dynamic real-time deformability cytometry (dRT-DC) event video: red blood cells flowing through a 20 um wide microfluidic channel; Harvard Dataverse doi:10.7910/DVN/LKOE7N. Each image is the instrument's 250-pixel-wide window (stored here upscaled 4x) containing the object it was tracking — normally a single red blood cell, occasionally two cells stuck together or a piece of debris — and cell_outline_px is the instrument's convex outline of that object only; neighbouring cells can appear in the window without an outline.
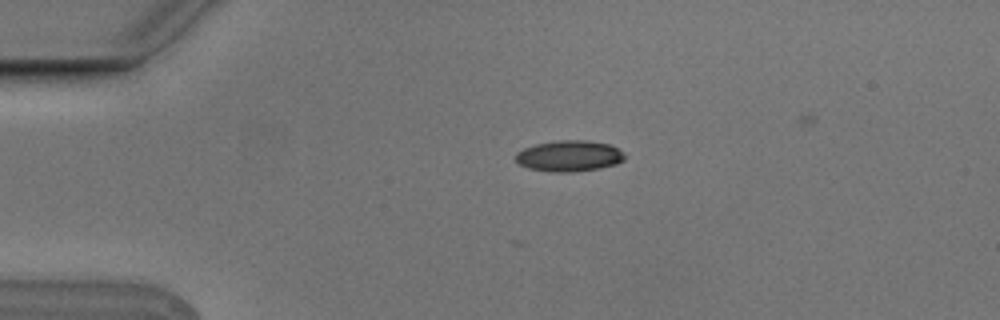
{"species": "Egyptian fruit bat (a non-hibernating species)", "species_latin": "Rousettus aegyptiacus", "temperature_condition": "cold", "stored_images_in_passage": 4, "camera_frame_rate_fps": 3000, "um_per_image_px": 0.085, "animal": {"sex": "male"}, "frame": {"image": 1, "passage_image": 2, "time_ms": 0.333, "image_size_px": [1000, 320], "cell_outline_px": [[624, 160], [616, 164], [600, 168], [572, 172], [552, 172], [528, 168], [520, 164], [516, 160], [516, 152], [524, 148], [536, 144], [556, 140], [588, 140], [608, 144], [624, 152]], "centroid_in_image_um": [48.38, 13.25], "position_along_channel_um": 36.6, "area_um2": 19.71}}